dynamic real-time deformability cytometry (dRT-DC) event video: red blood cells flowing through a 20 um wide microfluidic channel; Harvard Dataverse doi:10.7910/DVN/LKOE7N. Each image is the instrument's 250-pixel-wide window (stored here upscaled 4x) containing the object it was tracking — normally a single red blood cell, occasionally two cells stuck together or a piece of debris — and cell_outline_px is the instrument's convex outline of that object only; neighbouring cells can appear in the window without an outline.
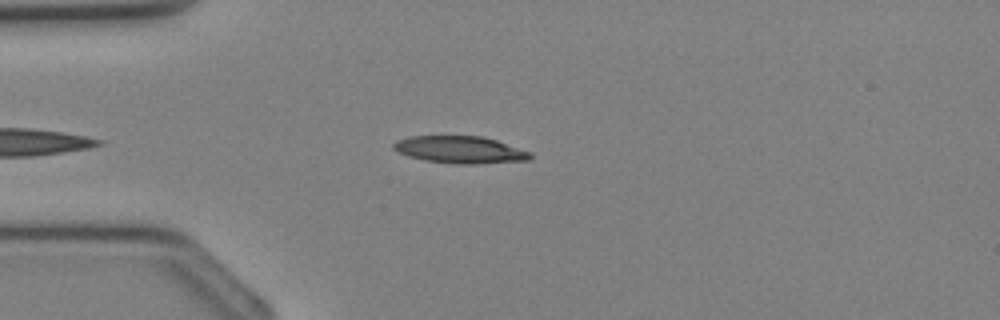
{"species": "Egyptian fruit bat (a non-hibernating species)", "species_latin": "Rousettus aegyptiacus", "temperature_condition": "cold", "stored_images_in_passage": 24, "camera_frame_rate_fps": 3000, "um_per_image_px": 0.085, "animal": {"sex": "female"}, "frame": {"image": 1, "passage_image": 3, "time_ms": 0.667, "image_size_px": [1000, 320], "cell_outline_px": [[532, 160], [476, 164], [456, 164], [424, 160], [408, 156], [392, 148], [392, 144], [396, 140], [408, 136], [480, 136], [496, 140], [532, 152]], "centroid_in_image_um": [39.12, 12.73], "position_along_channel_um": 45.9, "area_um2": 21.79}}
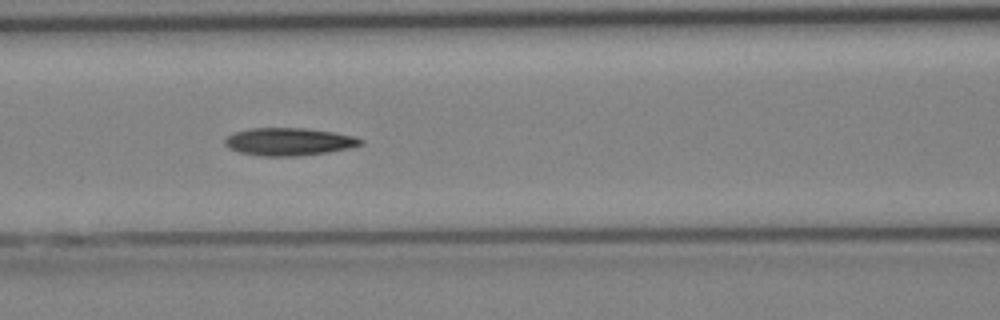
{"frame": {"image": 2, "passage_image": 9, "time_ms": 2.667, "image_size_px": [1000, 320], "cell_outline_px": [[364, 144], [348, 148], [324, 152], [296, 156], [264, 156], [240, 152], [224, 144], [224, 140], [228, 136], [236, 132], [252, 128], [304, 128], [336, 132], [356, 136], [364, 140]], "centroid_in_image_um": [24.61, 12.03], "position_along_channel_um": 142.0, "area_um2": 21.68}}
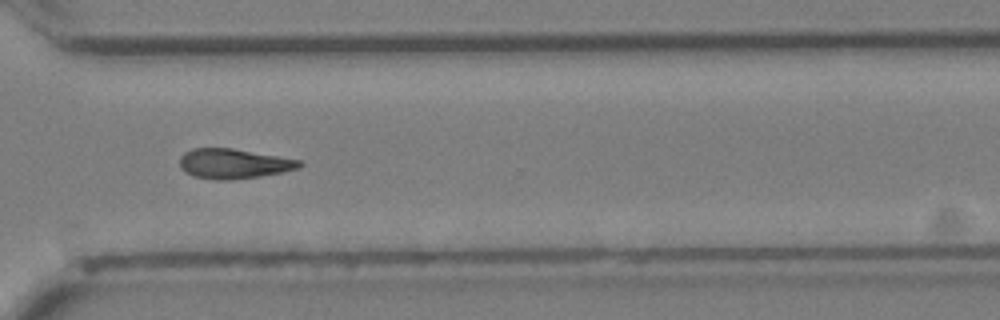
{"frame": {"image": 3, "passage_image": 20, "time_ms": 6.333, "image_size_px": [1000, 320], "cell_outline_px": [[304, 164], [300, 168], [260, 176], [232, 180], [216, 180], [192, 176], [184, 172], [180, 168], [180, 156], [184, 152], [192, 148], [232, 148], [300, 160]], "centroid_in_image_um": [19.82, 13.91], "position_along_channel_um": 350.8, "area_um2": 20.92}}